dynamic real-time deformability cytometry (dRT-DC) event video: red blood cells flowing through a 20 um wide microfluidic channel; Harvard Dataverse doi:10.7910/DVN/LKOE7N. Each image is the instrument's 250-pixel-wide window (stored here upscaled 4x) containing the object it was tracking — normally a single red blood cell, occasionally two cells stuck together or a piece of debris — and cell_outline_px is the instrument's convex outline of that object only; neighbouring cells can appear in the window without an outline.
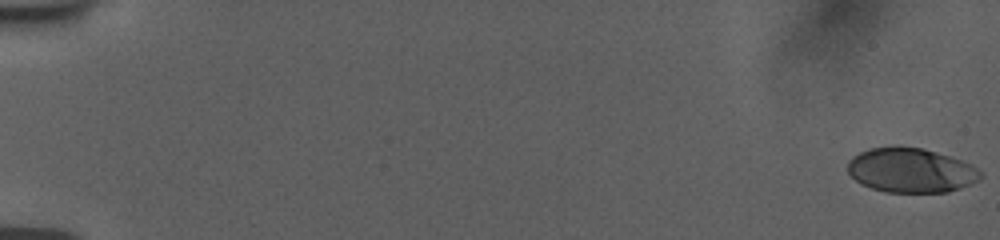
{"species": "human", "species_latin": "Homo sapiens", "temperature_condition": "room temperature", "stored_images_in_passage": 56, "camera_frame_rate_fps": 3000, "um_per_image_px": 0.085, "donor": {"sex": "female"}, "frame": {"image": 1, "passage_image": 1, "time_ms": 0.0, "image_size_px": [1000, 240], "cell_outline_px": [[980, 180], [960, 188], [948, 192], [884, 192], [860, 184], [848, 172], [848, 160], [852, 156], [860, 152], [872, 148], [896, 144], [900, 144], [924, 148], [972, 164], [980, 172]], "centroid_in_image_um": [77.39, 14.45], "position_along_channel_um": 7.6, "area_um2": 34.8}}
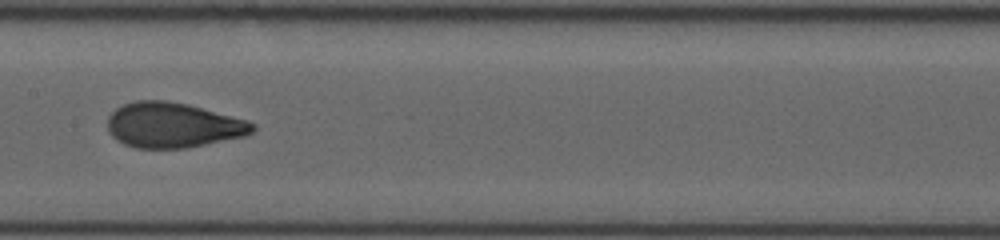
{"frame": {"image": 2, "passage_image": 31, "time_ms": 10.0, "image_size_px": [1000, 240], "cell_outline_px": [[256, 128], [252, 132], [244, 136], [188, 148], [136, 148], [124, 144], [116, 140], [108, 132], [108, 116], [116, 108], [124, 104], [136, 100], [168, 100], [188, 104], [248, 120], [256, 124]], "centroid_in_image_um": [14.7, 10.63], "position_along_channel_um": 192.7, "area_um2": 38.38}}
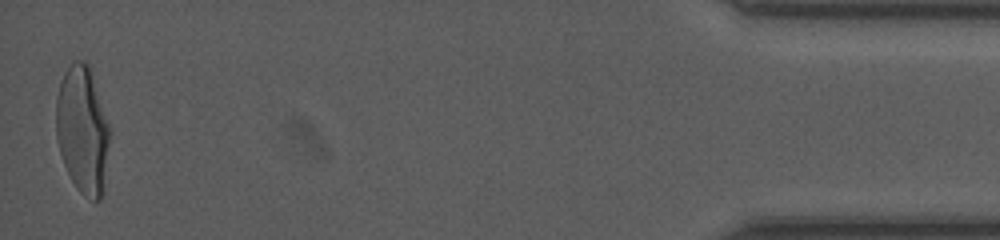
{"frame": {"image": 3, "passage_image": 56, "time_ms": 18.333, "image_size_px": [1000, 240], "cell_outline_px": [[108, 140], [100, 200], [92, 200], [84, 196], [76, 188], [64, 164], [60, 152], [56, 136], [56, 96], [64, 72], [76, 60], [80, 60], [88, 64], [108, 124]], "centroid_in_image_um": [6.96, 11.03], "position_along_channel_um": 428.2, "area_um2": 38.44}, "authors_computed_cell_mechanics": {"area_um2": 36.8764, "velocity_mm_per_s": 3.7702, "shape_relaxation_time_tau1_ms": 4.1213, "shape_relaxation_time_tau2_ms": null, "deformation_change_tau1": 0.172, "deformation_change_tau2": null}}